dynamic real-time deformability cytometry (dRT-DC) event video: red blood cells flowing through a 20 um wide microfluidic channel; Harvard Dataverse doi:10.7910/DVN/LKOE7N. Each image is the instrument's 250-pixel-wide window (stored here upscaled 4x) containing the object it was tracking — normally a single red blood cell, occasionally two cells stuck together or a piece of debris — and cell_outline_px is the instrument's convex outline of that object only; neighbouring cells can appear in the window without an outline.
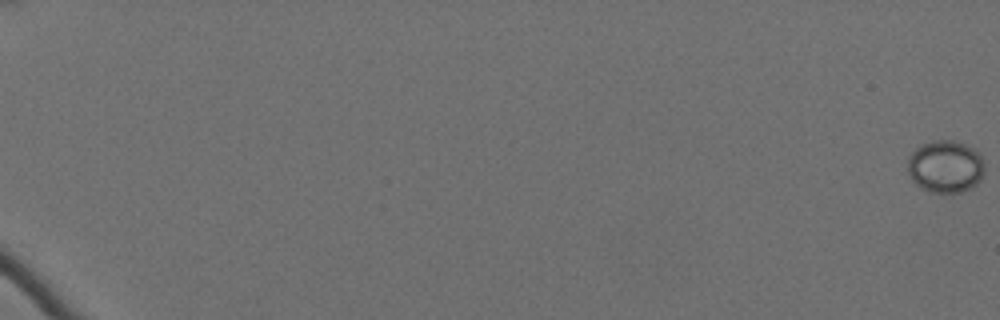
{"species": "Egyptian fruit bat (a non-hibernating species)", "species_latin": "Rousettus aegyptiacus", "temperature_condition": "cold", "stored_images_in_passage": 8, "camera_frame_rate_fps": 3000, "um_per_image_px": 0.085, "animal": {"sex": "female"}, "frame": {"image": 1, "passage_image": 1, "time_ms": 0.0, "image_size_px": [1000, 320], "cell_outline_px": [[984, 172], [980, 180], [976, 184], [960, 192], [928, 192], [920, 188], [912, 180], [908, 172], [908, 156], [916, 148], [932, 140], [956, 140], [980, 152], [984, 164]], "centroid_in_image_um": [80.36, 14.15], "position_along_channel_um": 4.6, "area_um2": 23.58}}